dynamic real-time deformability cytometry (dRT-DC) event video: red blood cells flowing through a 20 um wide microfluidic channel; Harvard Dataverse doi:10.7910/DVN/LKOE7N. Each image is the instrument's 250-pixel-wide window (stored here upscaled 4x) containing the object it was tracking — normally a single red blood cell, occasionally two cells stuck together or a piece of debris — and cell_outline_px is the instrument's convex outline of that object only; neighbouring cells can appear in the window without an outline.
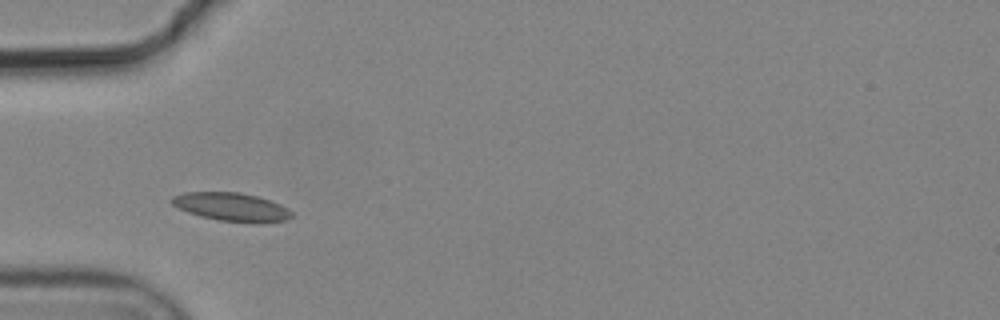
{"species": "common noctule bat (a hibernating species)", "species_latin": "Nyctalus noctula", "temperature_condition": "cold", "stored_images_in_passage": 2, "camera_frame_rate_fps": 3000, "um_per_image_px": 0.085, "animal": {"sex": "male", "body_mass_g": 19.2, "forearm_length_mm": 51.8}, "frame": {"image": 1, "passage_image": 2, "time_ms": 0.333, "image_size_px": [1000, 320], "cell_outline_px": [[292, 216], [284, 220], [216, 220], [200, 216], [188, 212], [172, 204], [168, 200], [172, 196], [184, 192], [240, 192], [256, 196], [280, 204], [288, 208], [292, 212]], "centroid_in_image_um": [19.57, 17.53], "position_along_channel_um": 65.4, "area_um2": 19.02}}